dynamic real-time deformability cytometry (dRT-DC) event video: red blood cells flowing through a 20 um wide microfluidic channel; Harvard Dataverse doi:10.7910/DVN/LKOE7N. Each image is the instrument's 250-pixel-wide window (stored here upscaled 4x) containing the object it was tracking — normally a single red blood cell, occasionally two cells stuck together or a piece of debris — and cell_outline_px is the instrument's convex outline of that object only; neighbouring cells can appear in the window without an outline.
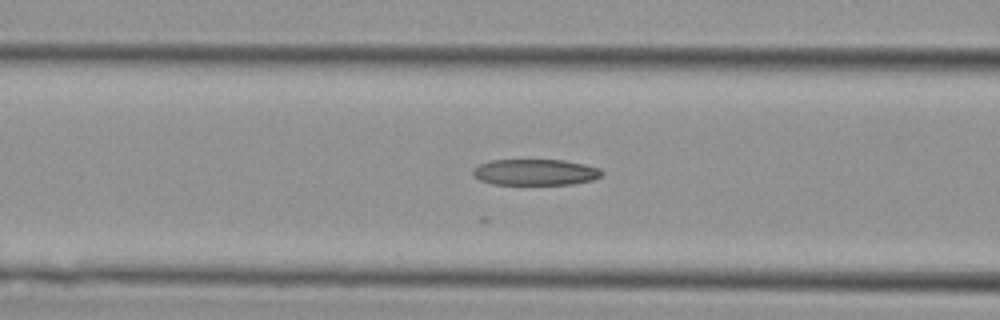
{"species": "Egyptian fruit bat (a non-hibernating species)", "species_latin": "Rousettus aegyptiacus", "temperature_condition": "cold", "stored_images_in_passage": 17, "camera_frame_rate_fps": 3000, "um_per_image_px": 0.085, "animal": {"sex": "female"}, "frame": {"image": 1, "passage_image": 4, "time_ms": 1.0, "image_size_px": [1000, 320], "cell_outline_px": [[604, 172], [600, 176], [592, 180], [572, 184], [492, 184], [480, 180], [472, 176], [472, 172], [480, 164], [492, 160], [564, 160], [584, 164], [600, 168]], "centroid_in_image_um": [45.51, 14.64], "position_along_channel_um": 121.1, "area_um2": 19.54}}
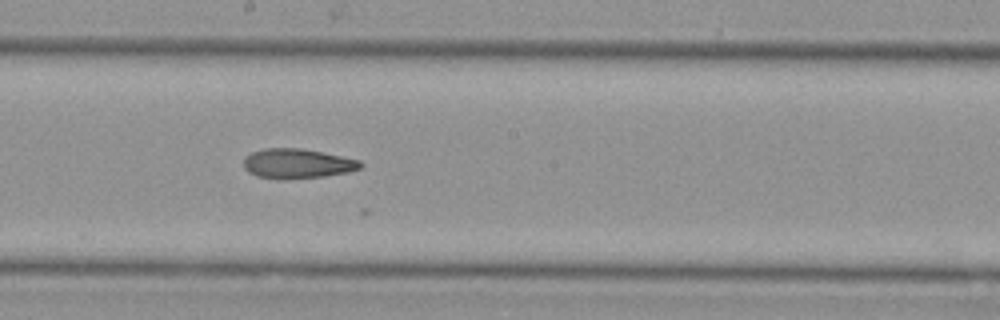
{"frame": {"image": 2, "passage_image": 11, "time_ms": 3.333, "image_size_px": [1000, 320], "cell_outline_px": [[364, 164], [360, 168], [348, 172], [324, 176], [284, 180], [280, 180], [256, 176], [248, 172], [244, 168], [244, 156], [252, 152], [264, 148], [300, 148], [360, 160]], "centroid_in_image_um": [25.23, 13.92], "position_along_channel_um": 223.0, "area_um2": 20.35}}
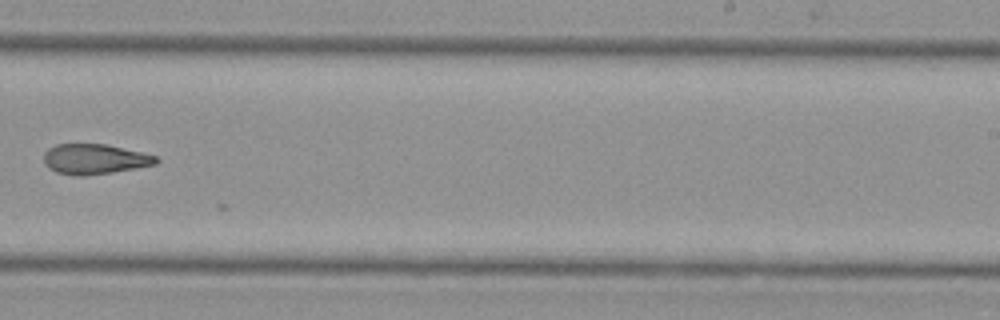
{"frame": {"image": 3, "passage_image": 15, "time_ms": 4.667, "image_size_px": [1000, 320], "cell_outline_px": [[160, 160], [156, 164], [112, 172], [84, 176], [76, 176], [56, 172], [48, 168], [44, 164], [44, 152], [48, 148], [56, 144], [104, 144], [140, 152], [156, 156]], "centroid_in_image_um": [7.99, 13.53], "position_along_channel_um": 281.0, "area_um2": 19.65}}